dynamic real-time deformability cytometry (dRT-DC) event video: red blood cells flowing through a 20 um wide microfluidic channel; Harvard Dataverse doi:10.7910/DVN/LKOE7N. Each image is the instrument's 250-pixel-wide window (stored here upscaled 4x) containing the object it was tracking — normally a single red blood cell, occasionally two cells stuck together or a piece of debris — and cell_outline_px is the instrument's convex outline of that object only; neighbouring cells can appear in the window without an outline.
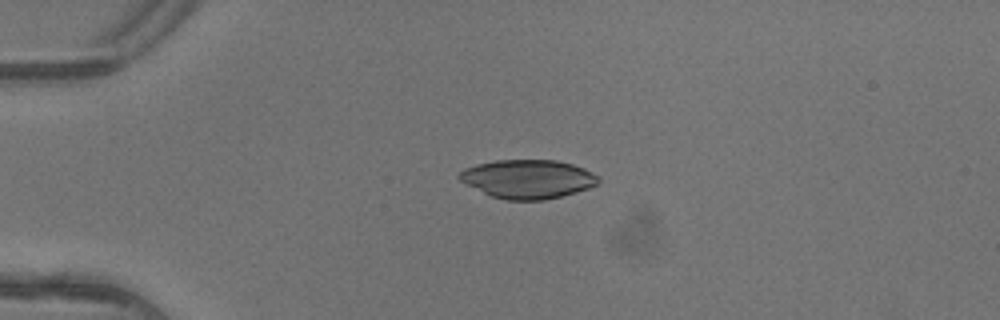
{"species": "common noctule bat (a hibernating species)", "species_latin": "Nyctalus noctula", "temperature_condition": "warm", "stored_images_in_passage": 5, "camera_frame_rate_fps": 3000, "um_per_image_px": 0.085, "animal": {"sex": "female"}, "frame": {"image": 1, "passage_image": 5, "time_ms": 1.333, "image_size_px": [1000, 320], "cell_outline_px": [[600, 180], [596, 184], [588, 188], [576, 192], [544, 200], [504, 200], [492, 196], [460, 180], [456, 176], [464, 168], [476, 164], [496, 160], [556, 160], [572, 164], [584, 168], [596, 176]], "centroid_in_image_um": [44.85, 15.21], "position_along_channel_um": 40.2, "area_um2": 31.1}}